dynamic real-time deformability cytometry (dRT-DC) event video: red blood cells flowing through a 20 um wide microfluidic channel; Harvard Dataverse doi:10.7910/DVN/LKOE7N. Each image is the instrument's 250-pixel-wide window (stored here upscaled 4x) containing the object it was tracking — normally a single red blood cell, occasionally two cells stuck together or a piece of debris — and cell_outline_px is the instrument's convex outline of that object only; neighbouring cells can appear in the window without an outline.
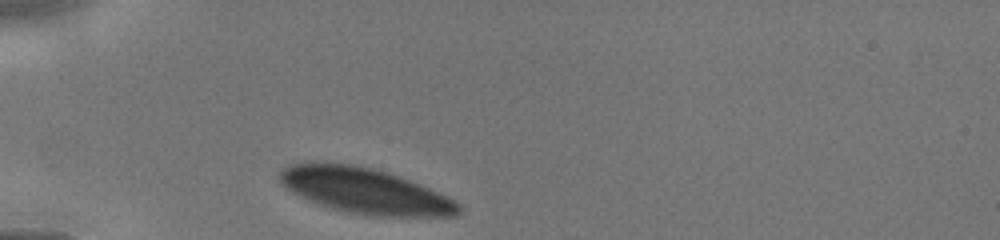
{"species": "human", "species_latin": "Homo sapiens", "temperature_condition": "cold", "stored_images_in_passage": 24, "camera_frame_rate_fps": 3000, "um_per_image_px": 0.085, "donor": {"sex": "male"}, "frame": {"image": 1, "passage_image": 1, "time_ms": 0.0, "image_size_px": [1000, 240], "cell_outline_px": [[460, 212], [456, 216], [368, 216], [344, 212], [308, 200], [292, 192], [276, 176], [280, 168], [288, 164], [324, 160], [352, 164], [372, 168], [388, 172], [400, 176], [428, 188], [460, 204]], "centroid_in_image_um": [30.93, 16.19], "position_along_channel_um": 54.1, "area_um2": 47.8}}
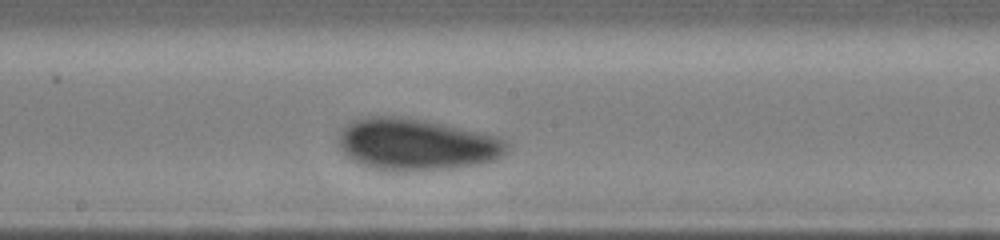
{"frame": {"image": 2, "passage_image": 13, "time_ms": 4.0, "image_size_px": [1000, 240], "cell_outline_px": [[508, 152], [496, 160], [476, 164], [452, 168], [416, 172], [396, 172], [376, 168], [360, 164], [352, 160], [340, 148], [336, 140], [336, 136], [352, 120], [364, 116], [400, 116], [428, 120], [480, 132], [496, 136], [504, 140], [508, 144]], "centroid_in_image_um": [35.37, 12.28], "position_along_channel_um": 212.8, "area_um2": 51.44}}
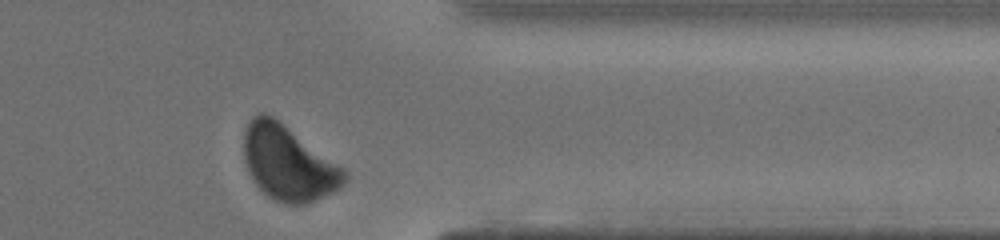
{"frame": {"image": 3, "passage_image": 23, "time_ms": 8.0, "image_size_px": [1000, 240], "cell_outline_px": [[348, 180], [344, 184], [332, 192], [304, 204], [292, 204], [276, 200], [268, 196], [256, 184], [248, 172], [244, 160], [244, 132], [252, 116], [260, 112], [264, 112], [280, 120], [344, 168], [348, 172]], "centroid_in_image_um": [24.5, 13.83], "position_along_channel_um": 386.9, "area_um2": 43.75}}